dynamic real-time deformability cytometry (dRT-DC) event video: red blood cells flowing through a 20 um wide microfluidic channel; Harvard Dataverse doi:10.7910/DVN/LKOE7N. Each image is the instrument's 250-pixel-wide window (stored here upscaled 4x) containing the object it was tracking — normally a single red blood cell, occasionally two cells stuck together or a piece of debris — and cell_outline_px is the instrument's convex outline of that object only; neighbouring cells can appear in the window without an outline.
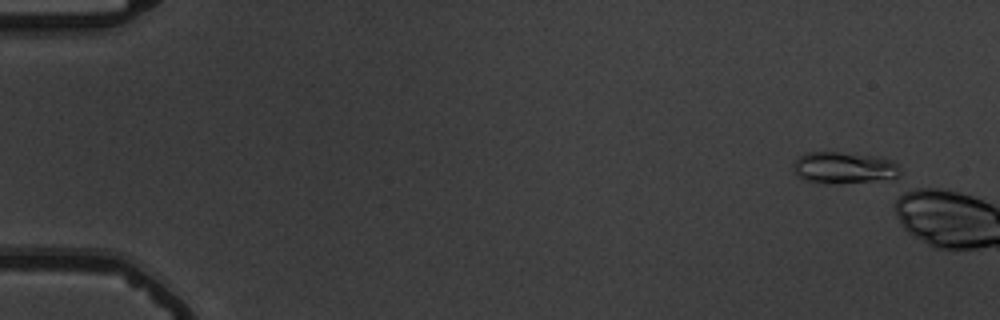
{"species": "common noctule bat (a hibernating species)", "species_latin": "Nyctalus noctula", "temperature_condition": "warm", "stored_images_in_passage": 4, "camera_frame_rate_fps": 3000, "um_per_image_px": 0.085, "animal": {"sex": "male", "body_mass_g": 19.5, "forearm_length_mm": 54.6}, "frame": {"image": 1, "passage_image": 1, "time_ms": 0.0, "image_size_px": [1000, 320], "cell_outline_px": [[904, 172], [896, 176], [872, 180], [824, 184], [804, 180], [796, 176], [792, 168], [796, 160], [804, 152], [836, 152], [880, 156], [892, 160], [900, 164]], "centroid_in_image_um": [71.73, 14.24], "position_along_channel_um": 13.3, "area_um2": 19.83}}